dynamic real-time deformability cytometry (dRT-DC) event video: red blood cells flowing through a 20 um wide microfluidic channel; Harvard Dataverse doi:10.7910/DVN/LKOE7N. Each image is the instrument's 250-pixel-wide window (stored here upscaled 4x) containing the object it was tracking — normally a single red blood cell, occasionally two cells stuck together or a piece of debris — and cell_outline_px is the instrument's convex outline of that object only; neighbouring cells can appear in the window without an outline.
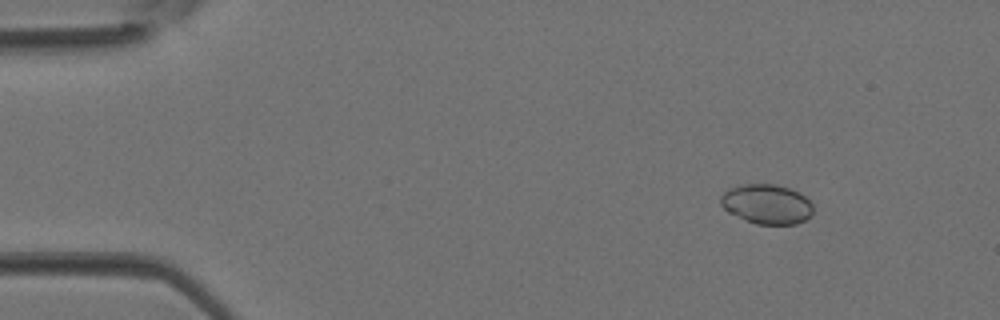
{"species": "Egyptian fruit bat (a non-hibernating species)", "species_latin": "Rousettus aegyptiacus", "temperature_condition": "room temperature", "stored_images_in_passage": 3, "camera_frame_rate_fps": 3000, "um_per_image_px": 0.085, "animal": {"sex": "female"}, "frame": {"image": 1, "passage_image": 1, "time_ms": 0.0, "image_size_px": [1000, 320], "cell_outline_px": [[812, 212], [804, 220], [796, 224], [756, 224], [728, 212], [720, 204], [720, 196], [728, 188], [740, 184], [776, 184], [800, 192], [812, 204]], "centroid_in_image_um": [65.14, 17.33], "position_along_channel_um": 19.9, "area_um2": 21.33}}
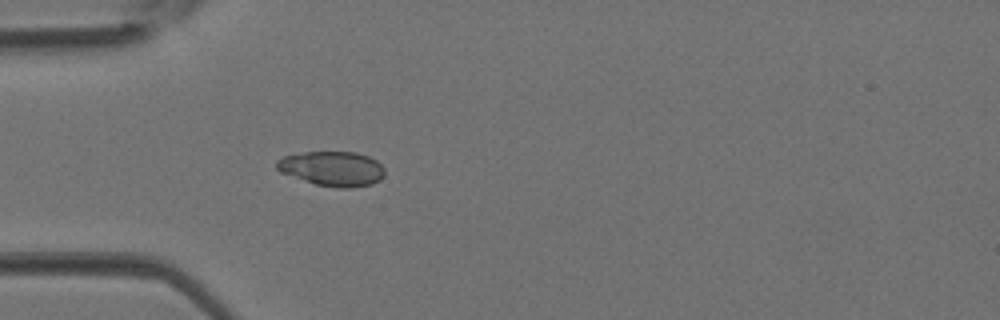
{"frame": {"image": 2, "passage_image": 3, "time_ms": 0.667, "image_size_px": [1000, 320], "cell_outline_px": [[384, 176], [380, 180], [372, 184], [352, 188], [340, 188], [316, 184], [280, 172], [276, 168], [276, 160], [284, 156], [304, 152], [356, 152], [368, 156], [376, 160], [384, 168]], "centroid_in_image_um": [28.26, 14.33], "position_along_channel_um": 56.7, "area_um2": 21.85}}